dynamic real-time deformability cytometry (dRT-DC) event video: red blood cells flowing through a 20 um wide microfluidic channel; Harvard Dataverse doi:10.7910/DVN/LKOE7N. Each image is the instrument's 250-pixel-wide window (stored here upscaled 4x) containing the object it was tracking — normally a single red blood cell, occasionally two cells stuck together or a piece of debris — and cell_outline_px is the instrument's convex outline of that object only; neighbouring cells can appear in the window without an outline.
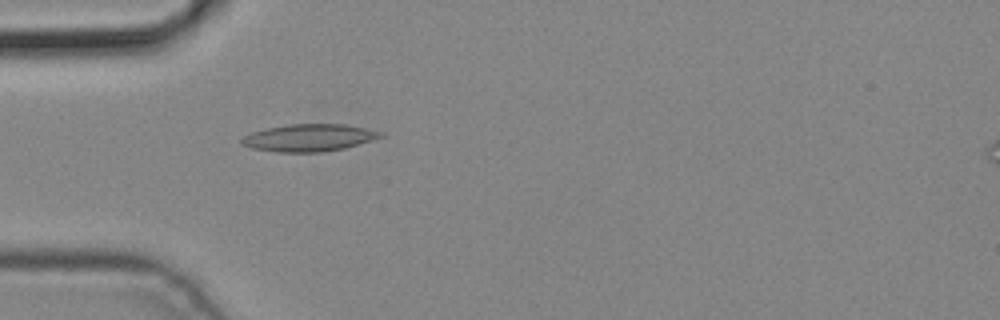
{"species": "common noctule bat (a hibernating species)", "species_latin": "Nyctalus noctula", "temperature_condition": "cold", "stored_images_in_passage": 3, "camera_frame_rate_fps": 3000, "um_per_image_px": 0.085, "animal": {"sex": "male", "body_mass_g": 19.2, "forearm_length_mm": 51.8}, "frame": {"image": 1, "passage_image": 3, "time_ms": 0.667, "image_size_px": [1000, 320], "cell_outline_px": [[384, 136], [344, 148], [320, 152], [276, 152], [252, 148], [240, 144], [240, 140], [244, 136], [252, 132], [268, 128], [288, 124], [344, 124], [384, 132]], "centroid_in_image_um": [26.24, 11.71], "position_along_channel_um": 58.8, "area_um2": 21.91}}